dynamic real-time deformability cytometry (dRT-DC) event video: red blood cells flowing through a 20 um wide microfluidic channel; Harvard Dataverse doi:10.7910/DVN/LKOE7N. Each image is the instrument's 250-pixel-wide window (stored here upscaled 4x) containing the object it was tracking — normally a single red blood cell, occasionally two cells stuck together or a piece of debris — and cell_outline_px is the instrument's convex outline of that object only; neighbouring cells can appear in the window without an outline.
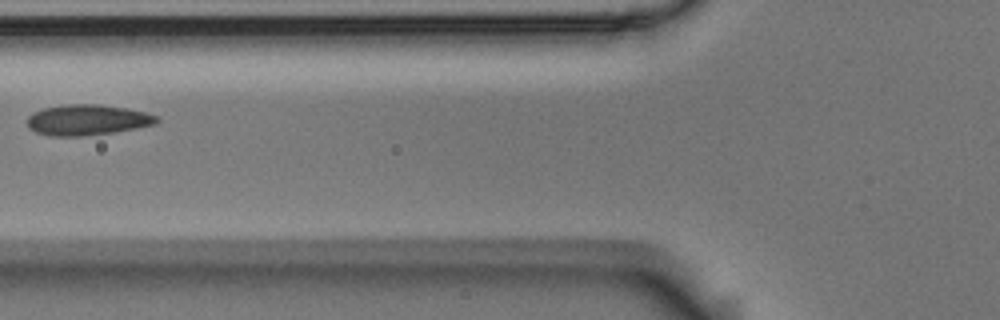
{"species": "Egyptian fruit bat (a non-hibernating species)", "species_latin": "Rousettus aegyptiacus", "temperature_condition": "room temperature", "stored_images_in_passage": 3, "camera_frame_rate_fps": 3000, "um_per_image_px": 0.085, "animal": {"sex": "male"}, "frame": {"image": 1, "passage_image": 2, "time_ms": 0.333, "image_size_px": [1000, 320], "cell_outline_px": [[160, 120], [156, 124], [136, 128], [112, 132], [84, 136], [52, 136], [36, 132], [28, 128], [28, 116], [32, 112], [44, 108], [64, 104], [96, 104], [124, 108], [144, 112], [160, 116]], "centroid_in_image_um": [7.42, 10.19], "position_along_channel_um": 118.4, "area_um2": 23.12}}
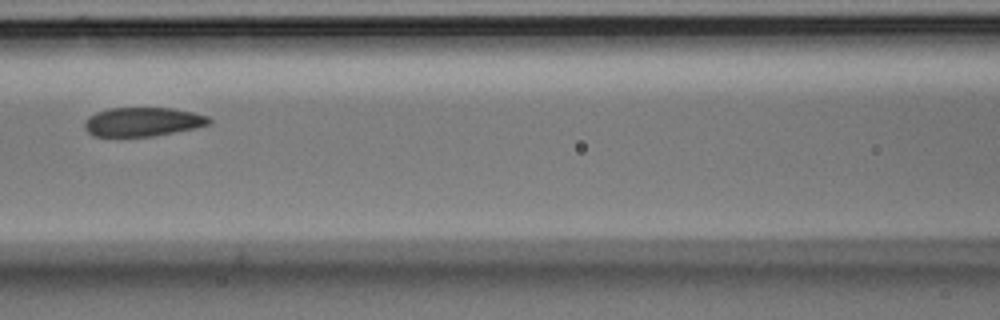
{"frame": {"image": 2, "passage_image": 3, "time_ms": 0.667, "image_size_px": [1000, 320], "cell_outline_px": [[212, 124], [196, 128], [156, 136], [92, 136], [84, 128], [84, 120], [88, 116], [96, 112], [108, 108], [172, 108], [192, 112], [208, 116], [212, 120]], "centroid_in_image_um": [12.14, 10.36], "position_along_channel_um": 154.5, "area_um2": 21.27}}